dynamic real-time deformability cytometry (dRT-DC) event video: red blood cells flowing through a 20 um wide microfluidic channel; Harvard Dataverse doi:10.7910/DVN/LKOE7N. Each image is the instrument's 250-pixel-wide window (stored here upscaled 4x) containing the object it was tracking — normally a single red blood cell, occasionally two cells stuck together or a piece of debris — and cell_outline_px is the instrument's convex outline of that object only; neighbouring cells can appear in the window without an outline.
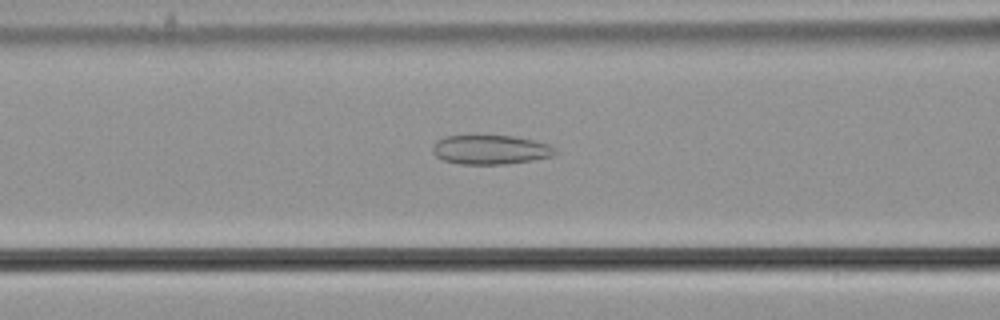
{"species": "common noctule bat (a hibernating species)", "species_latin": "Nyctalus noctula", "temperature_condition": "cold", "stored_images_in_passage": 56, "camera_frame_rate_fps": 3000, "um_per_image_px": 0.085, "animal": {"sex": "male", "body_mass_g": 21.5, "forearm_length_mm": 52.0}, "frame": {"image": 1, "passage_image": 23, "time_ms": 7.333, "image_size_px": [1000, 320], "cell_outline_px": [[560, 152], [552, 156], [532, 160], [504, 164], [460, 164], [444, 160], [436, 156], [432, 152], [432, 144], [436, 140], [444, 136], [512, 136], [532, 140], [548, 144], [556, 148]], "centroid_in_image_um": [41.68, 12.72], "position_along_channel_um": 124.9, "area_um2": 20.92}}
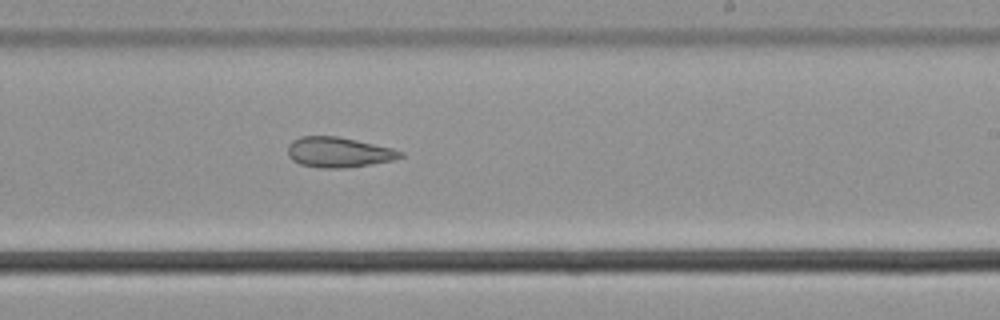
{"frame": {"image": 2, "passage_image": 34, "time_ms": 11.0, "image_size_px": [1000, 320], "cell_outline_px": [[404, 156], [396, 160], [344, 168], [316, 168], [300, 164], [292, 160], [288, 156], [288, 144], [292, 140], [300, 136], [336, 136], [356, 140], [392, 148], [404, 152]], "centroid_in_image_um": [28.77, 12.95], "position_along_channel_um": 260.2, "area_um2": 20.0}}
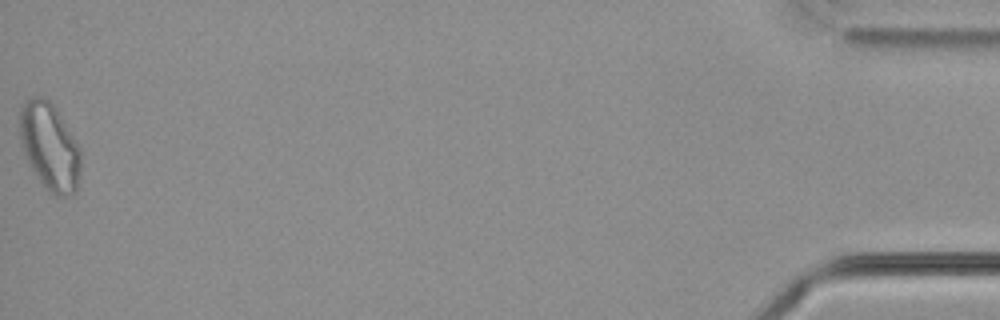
{"frame": {"image": 3, "passage_image": 56, "time_ms": 18.333, "image_size_px": [1000, 320], "cell_outline_px": [[80, 172], [76, 192], [72, 196], [56, 196], [48, 192], [44, 188], [36, 176], [20, 144], [20, 104], [28, 96], [44, 96], [56, 108], [80, 148]], "centroid_in_image_um": [4.21, 12.45], "position_along_channel_um": 431.0, "area_um2": 31.33}, "authors_computed_cell_mechanics": {"area_um2": 25.0563, "velocity_mm_per_s": 3.696, "shape_relaxation_time_tau1_ms": null, "shape_relaxation_time_tau2_ms": 3.6617, "deformation_change_tau1": null, "deformation_change_tau2": 0.1156}}